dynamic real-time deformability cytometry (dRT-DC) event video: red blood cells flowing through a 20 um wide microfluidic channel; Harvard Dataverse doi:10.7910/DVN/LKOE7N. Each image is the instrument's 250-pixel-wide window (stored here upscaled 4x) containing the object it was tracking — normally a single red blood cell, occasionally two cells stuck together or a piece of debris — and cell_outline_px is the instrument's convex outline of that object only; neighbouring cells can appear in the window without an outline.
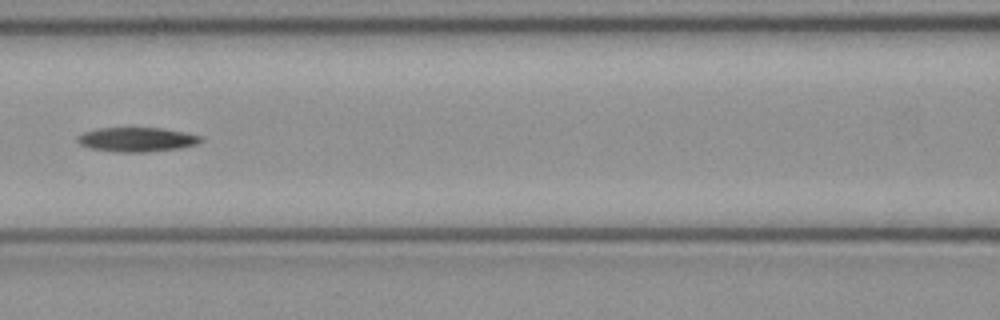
{"species": "common noctule bat (a hibernating species)", "species_latin": "Nyctalus noctula", "temperature_condition": "cold", "stored_images_in_passage": 4, "camera_frame_rate_fps": 3000, "um_per_image_px": 0.085, "animal": {"sex": "female", "body_mass_g": 21.9}, "frame": {"image": 1, "passage_image": 4, "time_ms": 1.0, "image_size_px": [1000, 320], "cell_outline_px": [[204, 140], [196, 144], [180, 148], [148, 152], [116, 152], [88, 148], [80, 144], [76, 140], [76, 136], [84, 132], [100, 128], [160, 128], [184, 132], [204, 136]], "centroid_in_image_um": [11.63, 11.86], "position_along_channel_um": 155.0, "area_um2": 17.63}}